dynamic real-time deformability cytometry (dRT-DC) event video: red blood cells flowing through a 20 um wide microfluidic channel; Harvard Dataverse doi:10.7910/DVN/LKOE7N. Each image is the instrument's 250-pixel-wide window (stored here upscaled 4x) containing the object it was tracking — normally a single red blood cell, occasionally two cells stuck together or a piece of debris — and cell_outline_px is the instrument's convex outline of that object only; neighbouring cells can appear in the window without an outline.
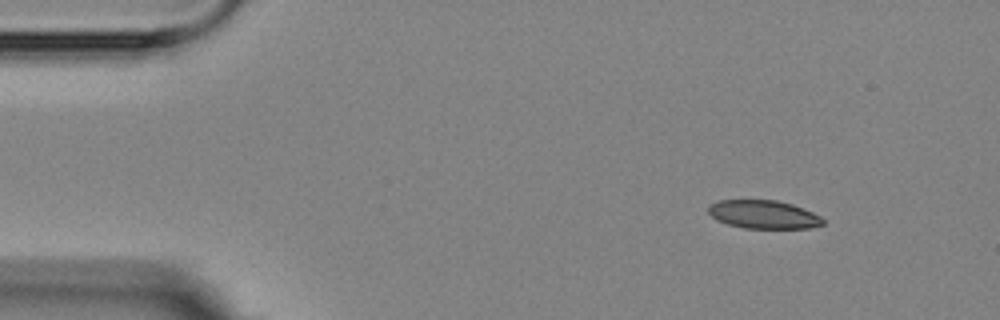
{"species": "Egyptian fruit bat (a non-hibernating species)", "species_latin": "Rousettus aegyptiacus", "temperature_condition": "room temperature", "stored_images_in_passage": 5, "camera_frame_rate_fps": 3000, "um_per_image_px": 0.085, "animal": {"sex": "female"}, "frame": {"image": 1, "passage_image": 1, "time_ms": 0.0, "image_size_px": [1000, 320], "cell_outline_px": [[824, 224], [808, 228], [744, 228], [728, 224], [716, 220], [708, 212], [708, 204], [720, 200], [776, 200], [792, 204], [804, 208], [820, 216], [824, 220]], "centroid_in_image_um": [64.88, 18.22], "position_along_channel_um": 20.1, "area_um2": 18.96}}
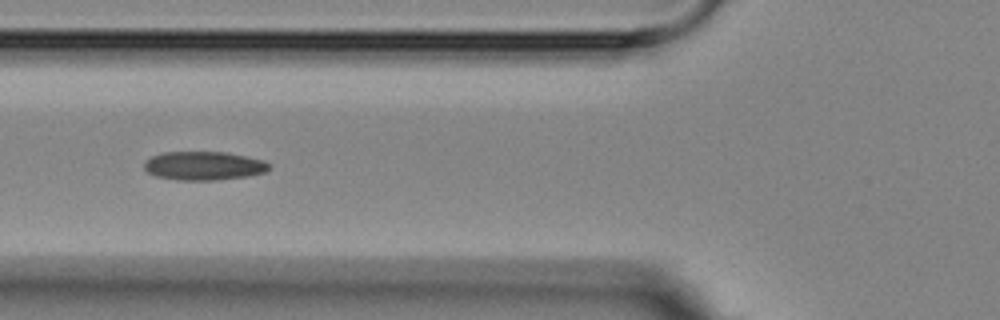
{"frame": {"image": 2, "passage_image": 4, "time_ms": 4.667, "image_size_px": [1000, 320], "cell_outline_px": [[272, 164], [264, 172], [248, 176], [216, 180], [176, 180], [156, 176], [148, 172], [144, 168], [144, 164], [152, 156], [164, 152], [224, 152], [264, 160]], "centroid_in_image_um": [17.33, 14.09], "position_along_channel_um": 108.5, "area_um2": 20.75}}
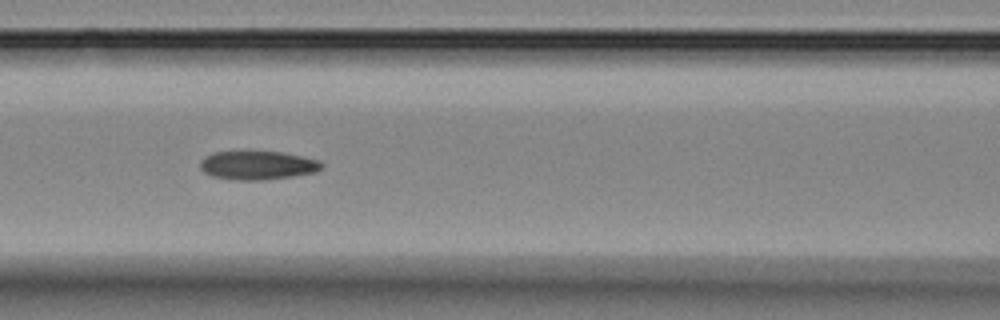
{"frame": {"image": 3, "passage_image": 5, "time_ms": 5.667, "image_size_px": [1000, 320], "cell_outline_px": [[324, 164], [316, 172], [292, 176], [264, 180], [240, 180], [212, 176], [204, 172], [200, 168], [200, 160], [204, 156], [216, 152], [284, 152], [320, 160]], "centroid_in_image_um": [21.91, 14.05], "position_along_channel_um": 144.7, "area_um2": 20.23}}